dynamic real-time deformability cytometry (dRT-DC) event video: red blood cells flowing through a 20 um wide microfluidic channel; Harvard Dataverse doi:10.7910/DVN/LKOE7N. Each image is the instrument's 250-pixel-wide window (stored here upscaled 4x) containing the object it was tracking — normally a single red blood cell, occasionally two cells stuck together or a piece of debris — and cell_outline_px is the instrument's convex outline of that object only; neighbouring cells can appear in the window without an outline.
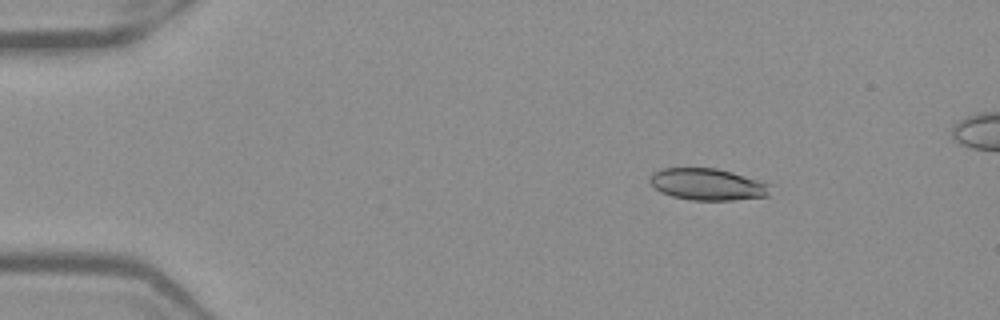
{"species": "Egyptian fruit bat (a non-hibernating species)", "species_latin": "Rousettus aegyptiacus", "temperature_condition": "warm", "stored_images_in_passage": 47, "camera_frame_rate_fps": 3000, "um_per_image_px": 0.085, "frame": {"image": 1, "passage_image": 3, "time_ms": 0.667, "image_size_px": [1000, 320], "cell_outline_px": [[768, 196], [732, 200], [692, 200], [672, 196], [660, 192], [648, 180], [660, 168], [716, 168], [732, 172], [768, 184]], "centroid_in_image_um": [60.1, 15.67], "position_along_channel_um": 24.9, "area_um2": 21.85}}
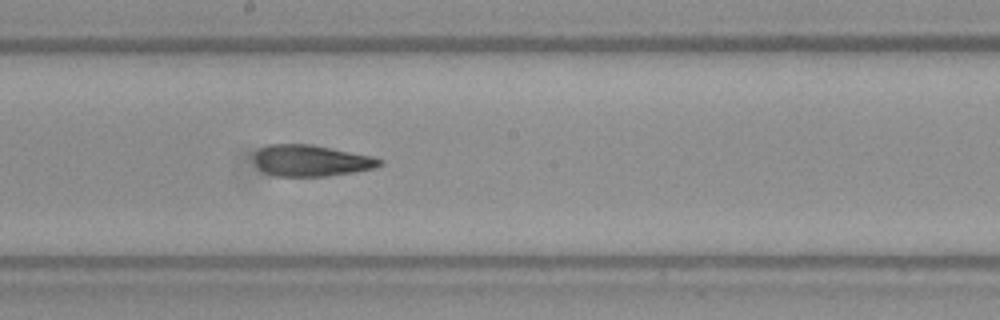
{"frame": {"image": 2, "passage_image": 24, "time_ms": 7.667, "image_size_px": [1000, 320], "cell_outline_px": [[384, 164], [372, 168], [352, 172], [324, 176], [276, 176], [264, 172], [256, 164], [256, 152], [260, 148], [268, 144], [312, 144], [372, 156], [384, 160]], "centroid_in_image_um": [26.46, 13.64], "position_along_channel_um": 221.7, "area_um2": 22.72}}
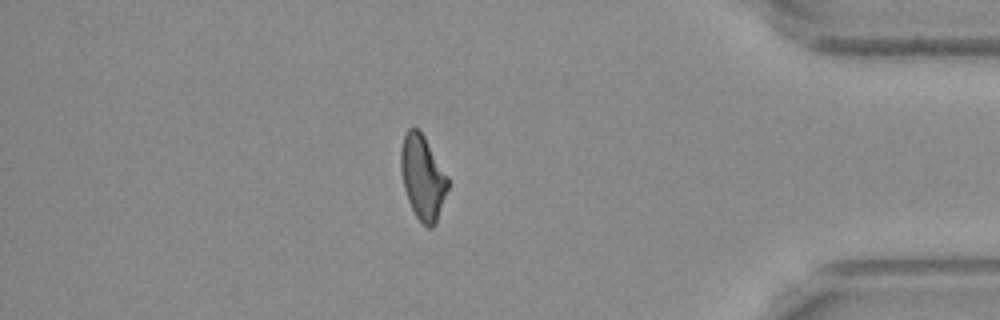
{"frame": {"image": 3, "passage_image": 40, "time_ms": 13.0, "image_size_px": [1000, 320], "cell_outline_px": [[448, 188], [436, 224], [432, 228], [428, 228], [416, 216], [408, 200], [404, 188], [400, 168], [400, 148], [404, 136], [408, 128], [416, 128], [424, 136], [448, 176]], "centroid_in_image_um": [35.92, 15.08], "position_along_channel_um": 399.3, "area_um2": 23.0}}